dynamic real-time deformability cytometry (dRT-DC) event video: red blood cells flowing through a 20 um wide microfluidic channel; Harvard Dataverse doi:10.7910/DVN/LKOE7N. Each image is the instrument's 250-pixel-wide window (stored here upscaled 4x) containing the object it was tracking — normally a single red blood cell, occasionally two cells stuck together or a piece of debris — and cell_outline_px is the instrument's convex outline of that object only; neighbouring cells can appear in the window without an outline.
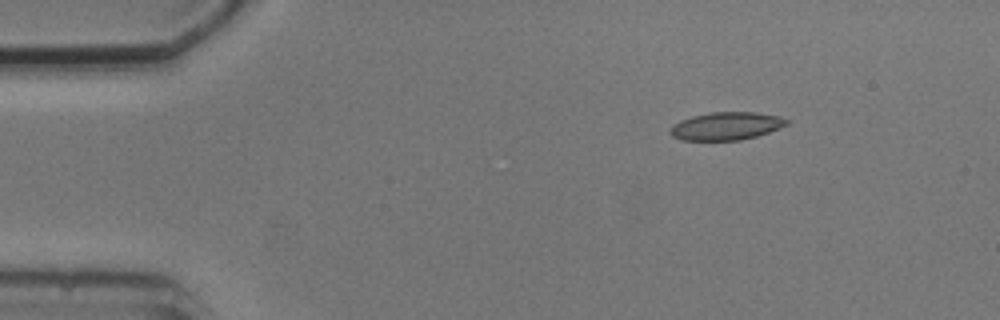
{"species": "common noctule bat (a hibernating species)", "species_latin": "Nyctalus noctula", "temperature_condition": "cold", "stored_images_in_passage": 5, "camera_frame_rate_fps": 3000, "um_per_image_px": 0.085, "animal": {"sex": "male", "body_mass_g": 20.5, "forearm_length_mm": 52.5}, "frame": {"image": 1, "passage_image": 5, "time_ms": 5.667, "image_size_px": [1000, 320], "cell_outline_px": [[788, 124], [780, 128], [756, 136], [740, 140], [680, 140], [672, 136], [668, 132], [668, 128], [672, 124], [680, 120], [692, 116], [712, 112], [756, 112], [776, 116], [788, 120]], "centroid_in_image_um": [61.66, 10.72], "position_along_channel_um": 23.3, "area_um2": 18.96}}